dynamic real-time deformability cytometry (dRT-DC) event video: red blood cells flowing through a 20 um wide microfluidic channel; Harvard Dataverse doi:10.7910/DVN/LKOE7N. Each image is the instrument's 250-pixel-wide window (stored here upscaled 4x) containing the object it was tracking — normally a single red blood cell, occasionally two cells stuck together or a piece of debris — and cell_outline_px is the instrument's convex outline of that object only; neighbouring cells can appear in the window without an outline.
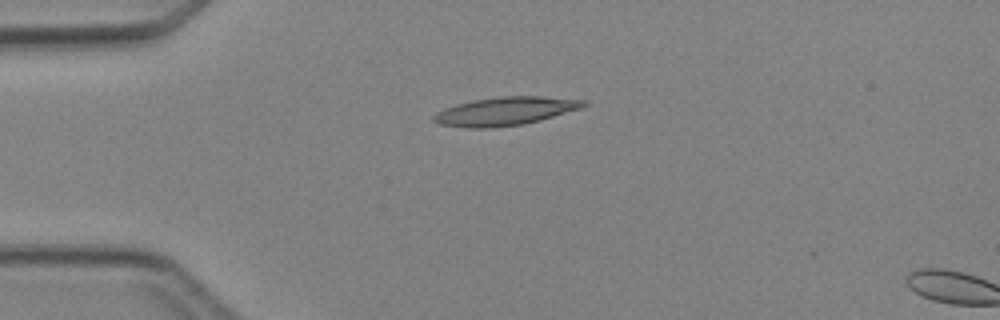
{"species": "Egyptian fruit bat (a non-hibernating species)", "species_latin": "Rousettus aegyptiacus", "temperature_condition": "cold", "stored_images_in_passage": 5, "camera_frame_rate_fps": 3000, "um_per_image_px": 0.085, "animal": {"sex": "female"}, "frame": {"image": 1, "passage_image": 4, "time_ms": 4.333, "image_size_px": [1000, 320], "cell_outline_px": [[588, 104], [580, 108], [540, 120], [524, 124], [492, 128], [468, 128], [440, 124], [432, 120], [432, 116], [436, 112], [444, 108], [456, 104], [476, 100], [500, 96], [540, 96], [588, 100]], "centroid_in_image_um": [42.93, 9.45], "position_along_channel_um": 42.1, "area_um2": 24.74}}